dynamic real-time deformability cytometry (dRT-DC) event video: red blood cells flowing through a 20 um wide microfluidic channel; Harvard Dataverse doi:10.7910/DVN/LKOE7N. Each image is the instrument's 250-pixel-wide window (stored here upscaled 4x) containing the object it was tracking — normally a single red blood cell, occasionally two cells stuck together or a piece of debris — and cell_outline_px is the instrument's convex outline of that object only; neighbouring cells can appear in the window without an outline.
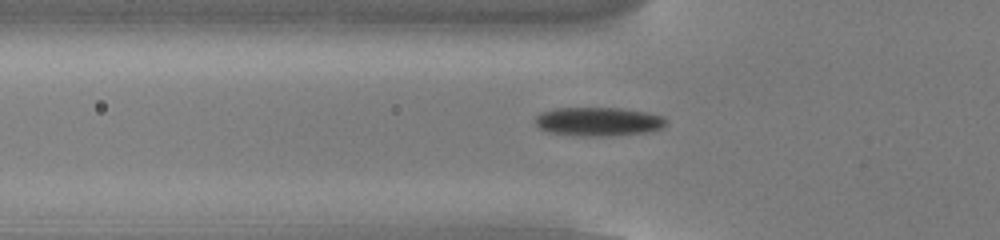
{"species": "common noctule bat (a hibernating species)", "species_latin": "Nyctalus noctula", "temperature_condition": "cold", "stored_images_in_passage": 44, "camera_frame_rate_fps": 3000, "um_per_image_px": 0.085, "animal": {"sex": "male", "body_mass_g": 13.0, "forearm_length_mm": 53.1}, "frame": {"image": 1, "passage_image": 8, "time_ms": 2.333, "image_size_px": [1000, 240], "cell_outline_px": [[668, 124], [664, 128], [652, 132], [612, 136], [588, 136], [548, 132], [540, 128], [536, 124], [536, 116], [540, 112], [556, 108], [620, 108], [648, 112], [664, 116], [668, 120]], "centroid_in_image_um": [50.96, 10.34], "position_along_channel_um": 74.8, "area_um2": 22.31}}
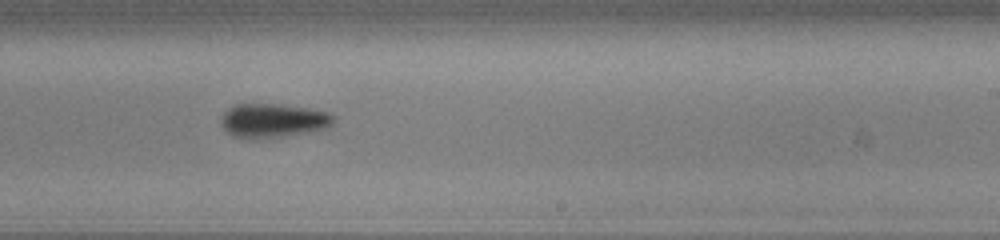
{"frame": {"image": 2, "passage_image": 23, "time_ms": 7.333, "image_size_px": [1000, 240], "cell_outline_px": [[336, 116], [332, 124], [328, 128], [308, 132], [284, 136], [256, 140], [236, 136], [228, 132], [220, 124], [220, 116], [232, 104], [276, 104], [308, 108], [328, 112]], "centroid_in_image_um": [23.2, 10.25], "position_along_channel_um": 265.8, "area_um2": 22.54}}
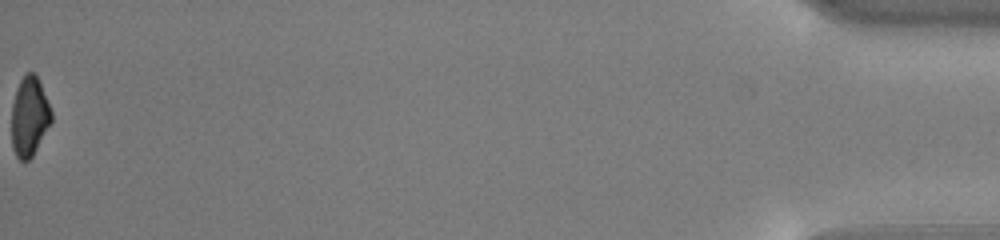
{"frame": {"image": 3, "passage_image": 44, "time_ms": 14.333, "image_size_px": [1000, 240], "cell_outline_px": [[52, 120], [32, 156], [28, 160], [20, 160], [16, 156], [12, 148], [12, 104], [16, 88], [20, 80], [28, 72], [32, 72], [36, 76], [40, 84], [52, 112]], "centroid_in_image_um": [2.48, 9.92], "position_along_channel_um": 432.7, "area_um2": 18.09}, "authors_computed_cell_mechanics": {"area_um2": 21.5016, "velocity_mm_per_s": 3.8147, "shape_relaxation_time_tau1_ms": 2.3139, "shape_relaxation_time_tau2_ms": null, "deformation_change_tau1": 0.1083, "deformation_change_tau2": null}}